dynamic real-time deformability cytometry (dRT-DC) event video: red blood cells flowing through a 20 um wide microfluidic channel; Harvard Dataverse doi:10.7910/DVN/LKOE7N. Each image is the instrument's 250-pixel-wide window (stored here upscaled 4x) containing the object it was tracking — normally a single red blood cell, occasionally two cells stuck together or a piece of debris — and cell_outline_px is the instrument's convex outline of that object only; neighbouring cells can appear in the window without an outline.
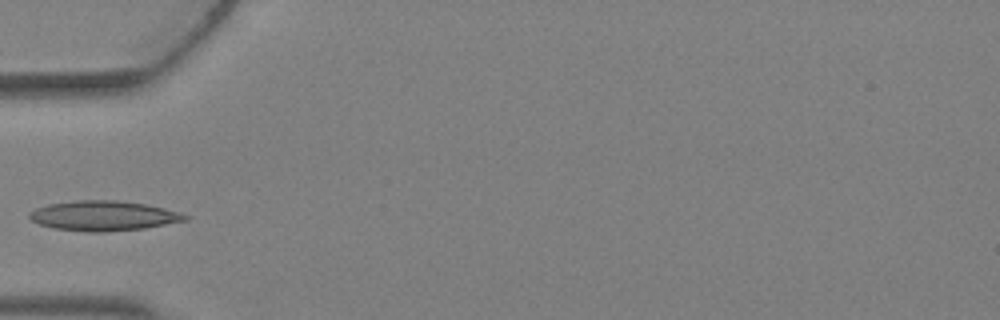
{"species": "Egyptian fruit bat (a non-hibernating species)", "species_latin": "Rousettus aegyptiacus", "temperature_condition": "warm", "stored_images_in_passage": 2, "camera_frame_rate_fps": 3000, "um_per_image_px": 0.085, "animal": {"sex": "female"}, "frame": {"image": 1, "passage_image": 2, "time_ms": 0.333, "image_size_px": [1000, 320], "cell_outline_px": [[188, 220], [144, 228], [104, 232], [88, 232], [56, 228], [40, 224], [32, 220], [28, 216], [28, 212], [36, 208], [48, 204], [76, 200], [116, 200], [144, 204], [164, 208], [188, 216]], "centroid_in_image_um": [8.76, 18.34], "position_along_channel_um": 76.2, "area_um2": 26.88}}